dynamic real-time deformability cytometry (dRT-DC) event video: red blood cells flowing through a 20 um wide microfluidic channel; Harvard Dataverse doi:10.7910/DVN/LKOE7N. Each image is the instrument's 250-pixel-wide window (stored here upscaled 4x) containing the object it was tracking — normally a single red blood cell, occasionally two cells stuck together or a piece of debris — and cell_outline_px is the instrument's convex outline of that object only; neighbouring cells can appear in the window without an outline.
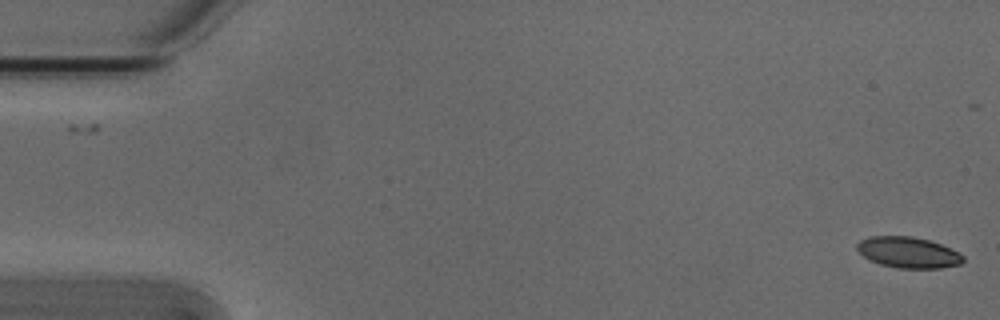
{"species": "Egyptian fruit bat (a non-hibernating species)", "species_latin": "Rousettus aegyptiacus", "temperature_condition": "cold", "stored_images_in_passage": 2, "camera_frame_rate_fps": 3000, "um_per_image_px": 0.085, "animal": {"sex": "male"}, "frame": {"image": 1, "passage_image": 2, "time_ms": 0.333, "image_size_px": [1000, 320], "cell_outline_px": [[964, 260], [960, 264], [940, 268], [900, 268], [880, 264], [868, 260], [856, 248], [856, 244], [860, 240], [868, 236], [912, 236], [928, 240], [940, 244], [960, 252], [964, 256]], "centroid_in_image_um": [77.19, 21.45], "position_along_channel_um": 7.8, "area_um2": 19.19}}